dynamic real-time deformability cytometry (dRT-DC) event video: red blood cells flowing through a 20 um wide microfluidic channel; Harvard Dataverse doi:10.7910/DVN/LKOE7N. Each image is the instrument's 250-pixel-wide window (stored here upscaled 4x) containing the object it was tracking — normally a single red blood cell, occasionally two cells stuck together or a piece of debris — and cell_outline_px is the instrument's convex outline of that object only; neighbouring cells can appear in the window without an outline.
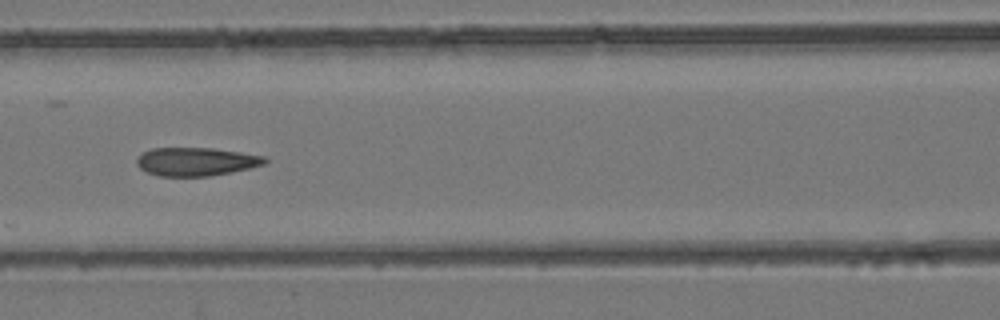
{"species": "common noctule bat (a hibernating species)", "species_latin": "Nyctalus noctula", "temperature_condition": "room temperature", "stored_images_in_passage": 9, "camera_frame_rate_fps": 3000, "um_per_image_px": 0.085, "animal": {"sex": "female", "body_mass_g": 24.6, "forearm_length_mm": 56.2}, "frame": {"image": 1, "passage_image": 7, "time_ms": 7.667, "image_size_px": [1000, 320], "cell_outline_px": [[268, 160], [264, 164], [232, 172], [208, 176], [160, 176], [148, 172], [140, 168], [136, 164], [136, 160], [144, 152], [152, 148], [212, 148], [240, 152], [264, 156]], "centroid_in_image_um": [16.67, 13.73], "position_along_channel_um": 149.9, "area_um2": 20.98}}
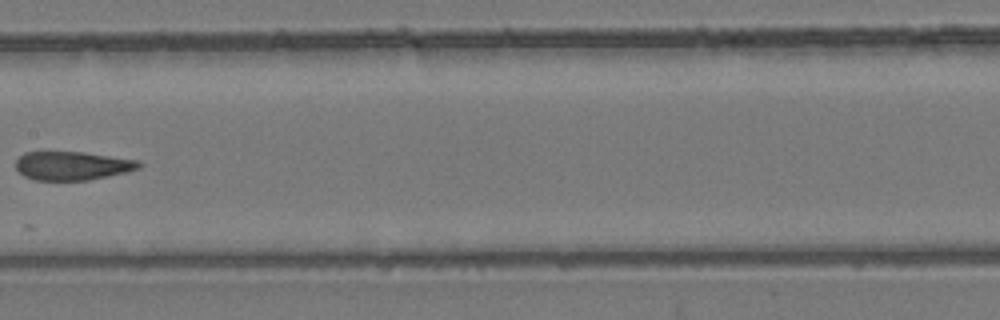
{"frame": {"image": 2, "passage_image": 8, "time_ms": 9.0, "image_size_px": [1000, 320], "cell_outline_px": [[144, 164], [140, 168], [128, 172], [88, 180], [36, 180], [24, 176], [16, 168], [16, 160], [24, 152], [84, 152], [140, 160]], "centroid_in_image_um": [6.2, 14.08], "position_along_channel_um": 201.2, "area_um2": 20.69}}
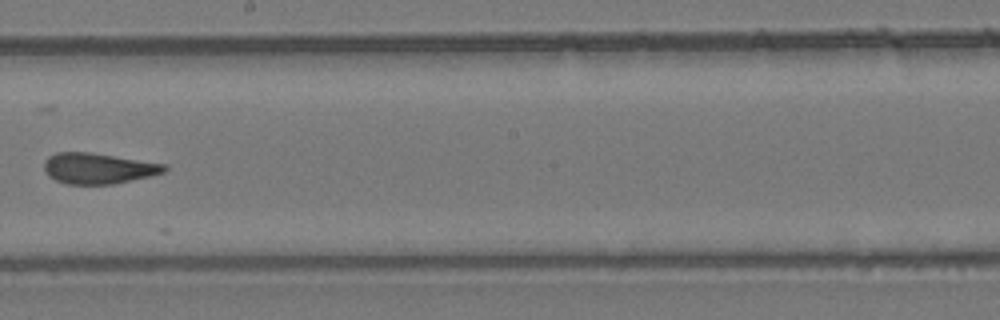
{"frame": {"image": 3, "passage_image": 9, "time_ms": 10.0, "image_size_px": [1000, 320], "cell_outline_px": [[168, 168], [164, 172], [152, 176], [112, 184], [64, 184], [48, 176], [44, 168], [44, 160], [48, 156], [56, 152], [88, 152], [168, 164]], "centroid_in_image_um": [8.35, 14.31], "position_along_channel_um": 239.8, "area_um2": 21.68}}